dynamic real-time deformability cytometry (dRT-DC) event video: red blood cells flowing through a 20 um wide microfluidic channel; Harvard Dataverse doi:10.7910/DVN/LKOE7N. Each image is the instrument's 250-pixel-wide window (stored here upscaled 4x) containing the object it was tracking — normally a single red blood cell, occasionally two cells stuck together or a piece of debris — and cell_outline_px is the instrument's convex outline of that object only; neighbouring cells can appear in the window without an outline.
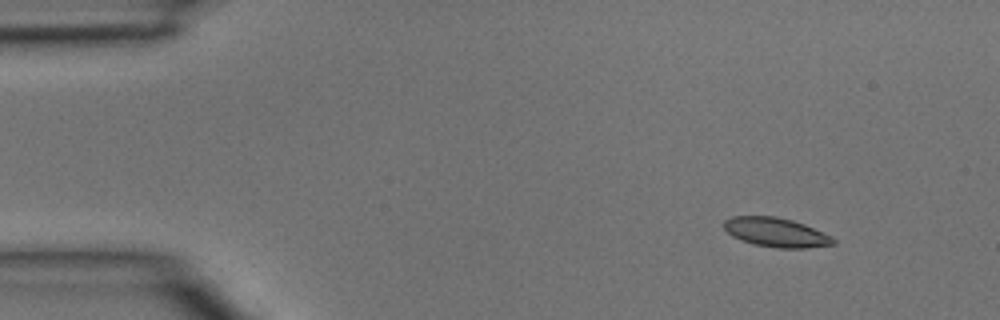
{"species": "common noctule bat (a hibernating species)", "species_latin": "Nyctalus noctula", "temperature_condition": "room temperature", "stored_images_in_passage": 2, "camera_frame_rate_fps": 3000, "um_per_image_px": 0.085, "animal": {"sex": "male", "body_mass_g": 15.6}, "frame": {"image": 1, "passage_image": 1, "time_ms": 0.0, "image_size_px": [1000, 320], "cell_outline_px": [[836, 244], [808, 248], [776, 248], [752, 244], [732, 236], [724, 228], [724, 220], [732, 216], [776, 216], [792, 220], [804, 224], [832, 236], [836, 240]], "centroid_in_image_um": [65.98, 19.75], "position_along_channel_um": 19.0, "area_um2": 18.73}}